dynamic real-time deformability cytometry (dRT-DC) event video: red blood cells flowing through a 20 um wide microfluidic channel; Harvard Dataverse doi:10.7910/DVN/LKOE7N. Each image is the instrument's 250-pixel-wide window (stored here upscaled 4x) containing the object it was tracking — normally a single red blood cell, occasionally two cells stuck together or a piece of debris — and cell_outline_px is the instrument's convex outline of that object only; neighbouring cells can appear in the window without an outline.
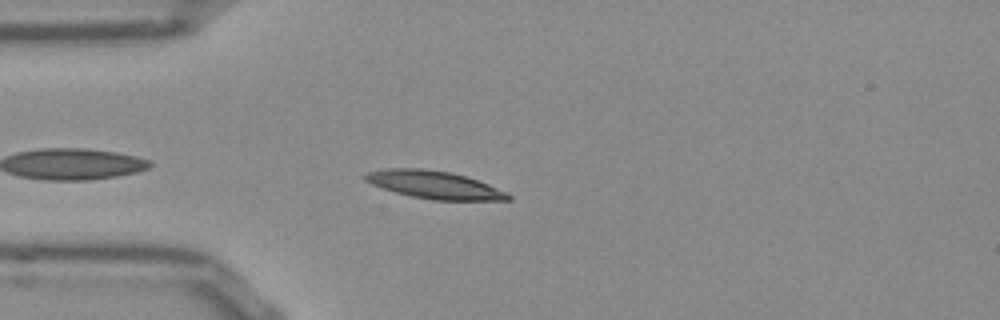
{"species": "Egyptian fruit bat (a non-hibernating species)", "species_latin": "Rousettus aegyptiacus", "temperature_condition": "room temperature", "stored_images_in_passage": 36, "camera_frame_rate_fps": 3000, "um_per_image_px": 0.085, "frame": {"image": 1, "passage_image": 4, "time_ms": 1.0, "image_size_px": [1000, 320], "cell_outline_px": [[512, 200], [432, 200], [412, 196], [396, 192], [372, 184], [364, 180], [364, 176], [368, 172], [388, 168], [424, 168], [448, 172], [464, 176], [488, 184], [508, 192], [512, 196]], "centroid_in_image_um": [36.95, 15.71], "position_along_channel_um": 48.1, "area_um2": 22.89}}
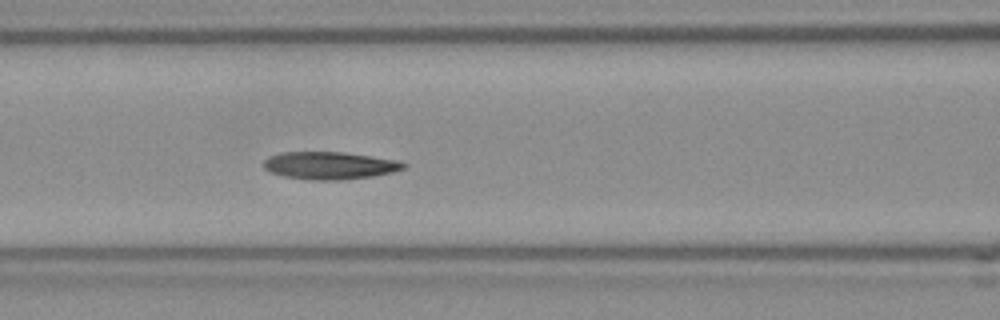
{"frame": {"image": 2, "passage_image": 12, "time_ms": 3.667, "image_size_px": [1000, 320], "cell_outline_px": [[408, 164], [404, 168], [392, 172], [372, 176], [340, 180], [304, 180], [284, 176], [272, 172], [264, 168], [264, 160], [268, 156], [280, 152], [344, 152], [396, 160]], "centroid_in_image_um": [27.99, 14.07], "position_along_channel_um": 138.6, "area_um2": 22.43}}
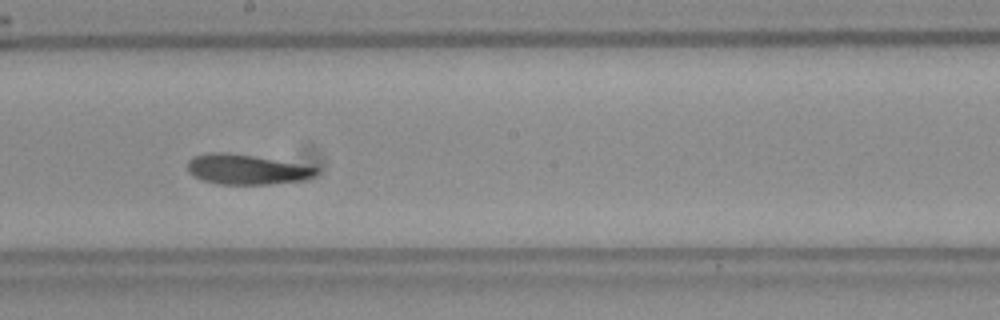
{"frame": {"image": 3, "passage_image": 19, "time_ms": 6.0, "image_size_px": [1000, 320], "cell_outline_px": [[320, 168], [312, 176], [300, 180], [272, 184], [220, 184], [204, 180], [188, 172], [188, 160], [192, 156], [212, 152], [228, 152], [252, 156]], "centroid_in_image_um": [20.89, 14.39], "position_along_channel_um": 227.3, "area_um2": 22.02}, "authors_computed_cell_mechanics": {"area_um2": 22.253, "velocity_mm_per_s": 3.81, "shape_relaxation_time_tau1_ms": 3.135, "shape_relaxation_time_tau2_ms": 2.4219, "deformation_change_tau1": 0.1391, "deformation_change_tau2": 0.0883}}